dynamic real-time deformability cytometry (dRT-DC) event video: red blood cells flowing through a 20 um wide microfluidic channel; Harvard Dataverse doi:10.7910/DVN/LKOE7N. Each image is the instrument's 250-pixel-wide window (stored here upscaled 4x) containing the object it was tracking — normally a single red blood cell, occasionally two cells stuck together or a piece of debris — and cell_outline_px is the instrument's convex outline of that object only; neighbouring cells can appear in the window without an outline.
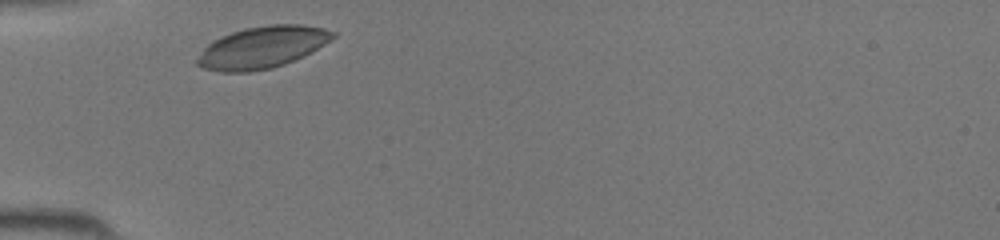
{"species": "common noctule bat (a hibernating species)", "species_latin": "Nyctalus noctula", "temperature_condition": "room temperature", "stored_images_in_passage": 25, "camera_frame_rate_fps": 3000, "um_per_image_px": 0.085, "animal": {"sex": "female", "body_mass_g": 19.5, "forearm_length_mm": 54.1}, "frame": {"image": 1, "passage_image": 1, "time_ms": 0.0, "image_size_px": [1000, 240], "cell_outline_px": [[336, 36], [332, 40], [304, 56], [284, 64], [272, 68], [248, 72], [220, 72], [200, 68], [196, 64], [196, 60], [204, 48], [212, 40], [220, 36], [244, 28], [268, 24], [300, 24], [324, 28], [336, 32]], "centroid_in_image_um": [22.28, 4.02], "position_along_channel_um": 62.7, "area_um2": 33.35}}
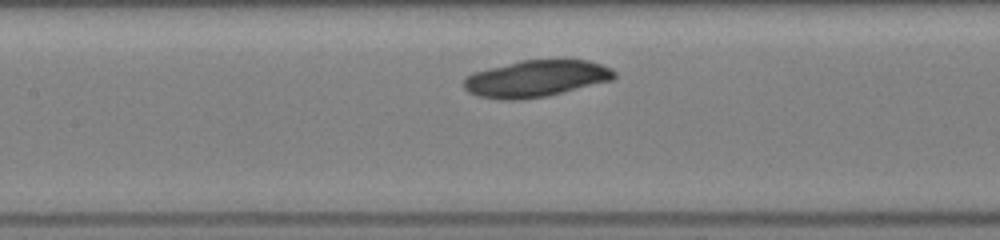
{"frame": {"image": 2, "passage_image": 8, "time_ms": 2.333, "image_size_px": [1000, 240], "cell_outline_px": [[616, 76], [612, 80], [548, 96], [520, 100], [500, 100], [476, 96], [468, 92], [460, 84], [464, 76], [472, 72], [488, 68], [524, 60], [588, 60], [612, 68], [616, 72]], "centroid_in_image_um": [45.5, 6.7], "position_along_channel_um": 161.9, "area_um2": 32.54}}
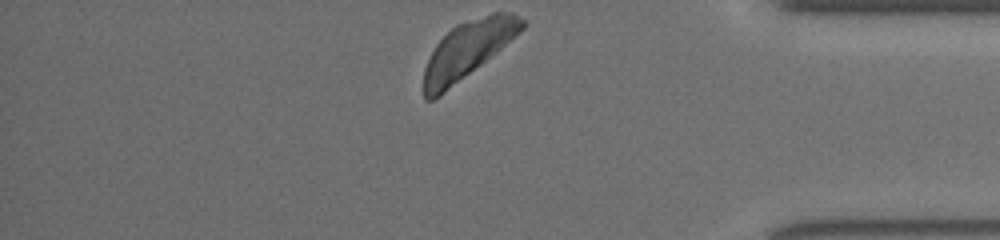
{"frame": {"image": 3, "passage_image": 25, "time_ms": 8.0, "image_size_px": [1000, 240], "cell_outline_px": [[528, 24], [520, 32], [496, 52], [440, 96], [432, 100], [424, 100], [424, 68], [436, 44], [456, 24], [492, 12], [512, 12], [524, 20]], "centroid_in_image_um": [39.76, 4.21], "position_along_channel_um": 395.4, "area_um2": 32.08}}